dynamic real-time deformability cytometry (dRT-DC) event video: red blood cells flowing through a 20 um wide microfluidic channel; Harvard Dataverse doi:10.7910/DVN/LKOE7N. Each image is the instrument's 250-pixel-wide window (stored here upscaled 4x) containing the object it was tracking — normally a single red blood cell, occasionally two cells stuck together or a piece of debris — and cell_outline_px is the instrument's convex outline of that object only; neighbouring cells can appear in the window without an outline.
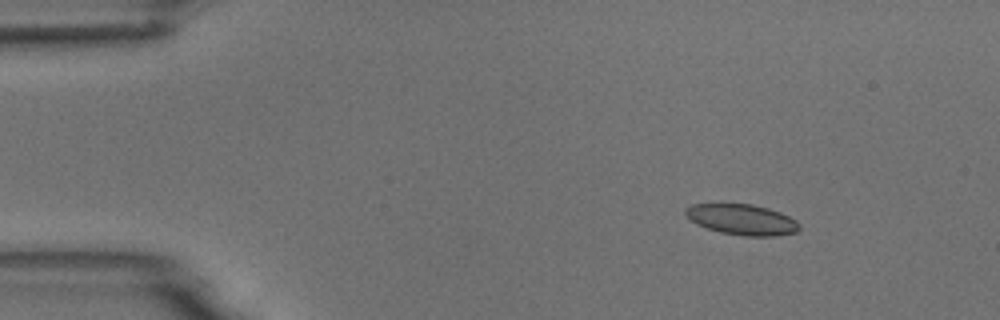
{"species": "common noctule bat (a hibernating species)", "species_latin": "Nyctalus noctula", "temperature_condition": "room temperature", "stored_images_in_passage": 7, "camera_frame_rate_fps": 3000, "um_per_image_px": 0.085, "animal": {"sex": "male", "body_mass_g": 18.8}, "frame": {"image": 1, "passage_image": 3, "time_ms": 2.333, "image_size_px": [1000, 320], "cell_outline_px": [[800, 228], [796, 232], [776, 236], [744, 236], [720, 232], [696, 224], [688, 220], [684, 216], [684, 208], [692, 204], [752, 204], [768, 208], [780, 212], [796, 220], [800, 224]], "centroid_in_image_um": [63.04, 18.66], "position_along_channel_um": 22.0, "area_um2": 20.52}}
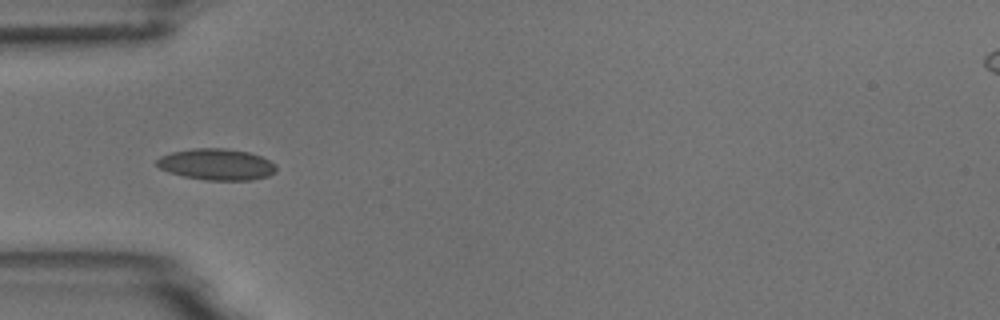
{"frame": {"image": 2, "passage_image": 5, "time_ms": 5.667, "image_size_px": [1000, 320], "cell_outline_px": [[276, 172], [268, 176], [252, 180], [204, 180], [184, 176], [168, 172], [160, 168], [156, 164], [156, 160], [160, 156], [172, 152], [192, 148], [224, 148], [248, 152], [260, 156], [276, 164]], "centroid_in_image_um": [18.4, 13.97], "position_along_channel_um": 66.6, "area_um2": 21.85}}